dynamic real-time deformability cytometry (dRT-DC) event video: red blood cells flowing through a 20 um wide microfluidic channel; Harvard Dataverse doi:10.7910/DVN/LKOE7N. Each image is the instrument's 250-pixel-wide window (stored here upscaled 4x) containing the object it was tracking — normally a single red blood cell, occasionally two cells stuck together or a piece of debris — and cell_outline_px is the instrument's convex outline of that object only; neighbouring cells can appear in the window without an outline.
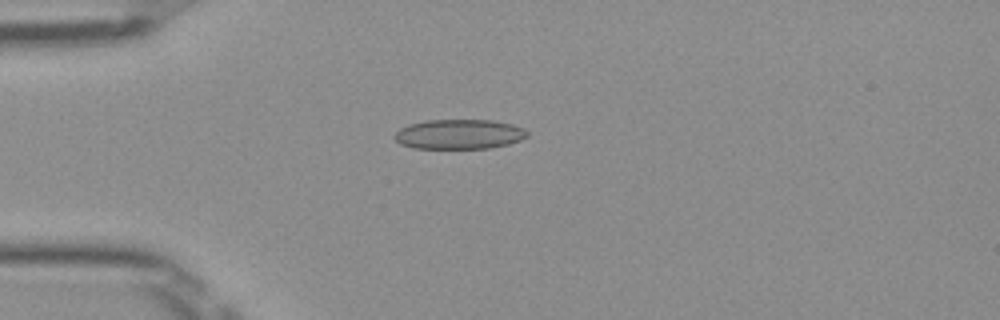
{"species": "Egyptian fruit bat (a non-hibernating species)", "species_latin": "Rousettus aegyptiacus", "temperature_condition": "room temperature", "stored_images_in_passage": 50, "camera_frame_rate_fps": 3000, "um_per_image_px": 0.085, "frame": {"image": 1, "passage_image": 13, "time_ms": 4.0, "image_size_px": [1000, 320], "cell_outline_px": [[528, 136], [520, 140], [508, 144], [488, 148], [412, 148], [400, 144], [396, 140], [396, 132], [400, 128], [408, 124], [424, 120], [492, 120], [512, 124], [524, 128], [528, 132]], "centroid_in_image_um": [39.03, 11.4], "position_along_channel_um": 46.0, "area_um2": 23.0}}
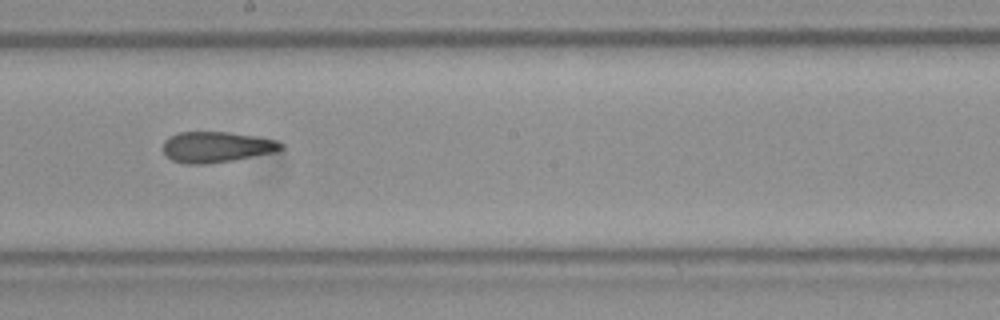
{"frame": {"image": 2, "passage_image": 28, "time_ms": 9.0, "image_size_px": [1000, 320], "cell_outline_px": [[284, 148], [276, 152], [232, 160], [204, 164], [184, 164], [172, 160], [164, 152], [164, 140], [180, 132], [228, 132], [256, 136], [276, 140], [284, 144]], "centroid_in_image_um": [18.43, 12.49], "position_along_channel_um": 229.8, "area_um2": 21.04}}
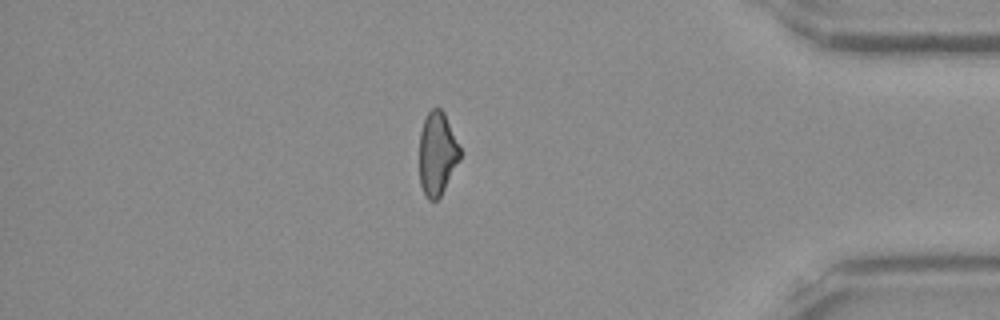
{"frame": {"image": 3, "passage_image": 43, "time_ms": 14.0, "image_size_px": [1000, 320], "cell_outline_px": [[460, 160], [440, 196], [436, 200], [428, 200], [420, 184], [420, 132], [424, 120], [428, 112], [432, 108], [440, 108], [444, 112], [460, 148]], "centroid_in_image_um": [37.16, 13.05], "position_along_channel_um": 398.0, "area_um2": 19.48}, "authors_computed_cell_mechanics": {"area_um2": 21.5016, "velocity_mm_per_s": 4.0201, "shape_relaxation_time_tau1_ms": null, "shape_relaxation_time_tau2_ms": 3.5013, "deformation_change_tau1": null, "deformation_change_tau2": 0.1243}}